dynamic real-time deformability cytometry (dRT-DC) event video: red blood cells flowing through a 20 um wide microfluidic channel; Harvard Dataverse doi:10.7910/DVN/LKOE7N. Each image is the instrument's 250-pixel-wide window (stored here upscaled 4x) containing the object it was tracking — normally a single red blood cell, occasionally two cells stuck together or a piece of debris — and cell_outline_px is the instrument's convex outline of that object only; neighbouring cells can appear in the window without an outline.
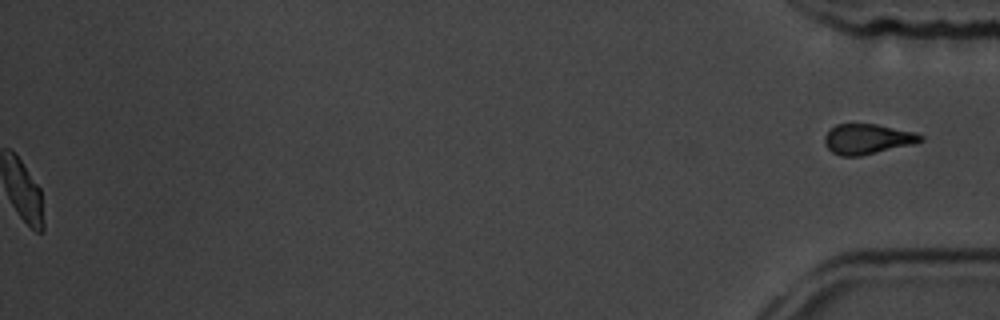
{"species": "common noctule bat (a hibernating species)", "species_latin": "Nyctalus noctula", "temperature_condition": "room temperature", "stored_images_in_passage": 55, "segment_of_instrument_passage": [2, 2], "camera_frame_rate_fps": 3000, "um_per_image_px": 0.085, "animal": {"sex": "male", "body_mass_g": 19.5, "forearm_length_mm": 54.6}, "frame": {"image": 1, "passage_image": 55, "time_ms": 18.0, "image_size_px": [1000, 320], "cell_outline_px": [[924, 140], [912, 144], [860, 156], [840, 156], [832, 152], [824, 144], [824, 136], [836, 124], [876, 124], [916, 132], [924, 136]], "centroid_in_image_um": [73.73, 11.81], "position_along_channel_um": 361.5, "area_um2": 16.82}}